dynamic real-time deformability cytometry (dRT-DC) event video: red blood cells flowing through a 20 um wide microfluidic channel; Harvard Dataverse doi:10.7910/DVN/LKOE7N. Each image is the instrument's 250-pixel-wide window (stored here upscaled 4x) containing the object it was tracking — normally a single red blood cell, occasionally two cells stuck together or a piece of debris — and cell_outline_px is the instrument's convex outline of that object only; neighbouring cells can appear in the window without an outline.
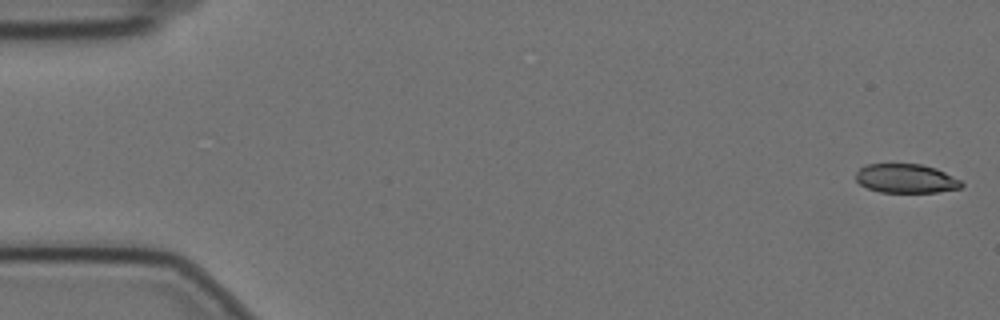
{"species": "Egyptian fruit bat (a non-hibernating species)", "species_latin": "Rousettus aegyptiacus", "temperature_condition": "cold", "stored_images_in_passage": 58, "camera_frame_rate_fps": 3000, "um_per_image_px": 0.085, "animal": {"sex": "female"}, "frame": {"image": 1, "passage_image": 2, "time_ms": 0.333, "image_size_px": [1000, 320], "cell_outline_px": [[964, 184], [960, 188], [936, 192], [880, 192], [868, 188], [860, 184], [856, 180], [856, 172], [860, 168], [868, 164], [920, 164], [936, 168], [960, 180]], "centroid_in_image_um": [77.0, 15.17], "position_along_channel_um": 8.0, "area_um2": 17.74}}
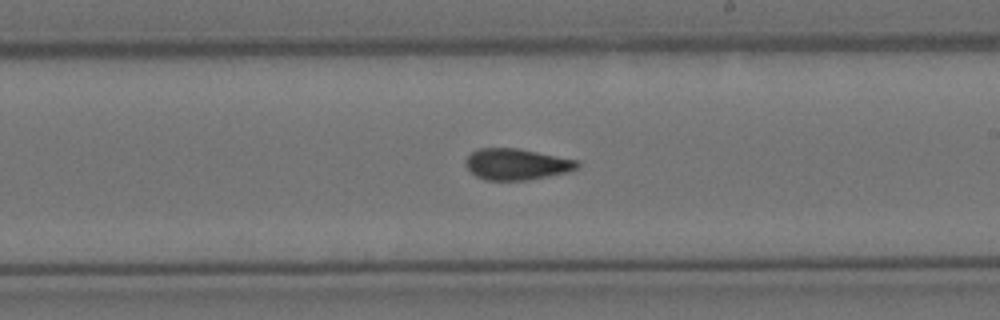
{"frame": {"image": 2, "passage_image": 34, "time_ms": 11.0, "image_size_px": [1000, 320], "cell_outline_px": [[580, 164], [576, 168], [564, 172], [528, 180], [484, 180], [476, 176], [464, 164], [464, 160], [472, 152], [480, 148], [516, 148], [580, 160]], "centroid_in_image_um": [43.88, 13.95], "position_along_channel_um": 245.1, "area_um2": 20.17}}
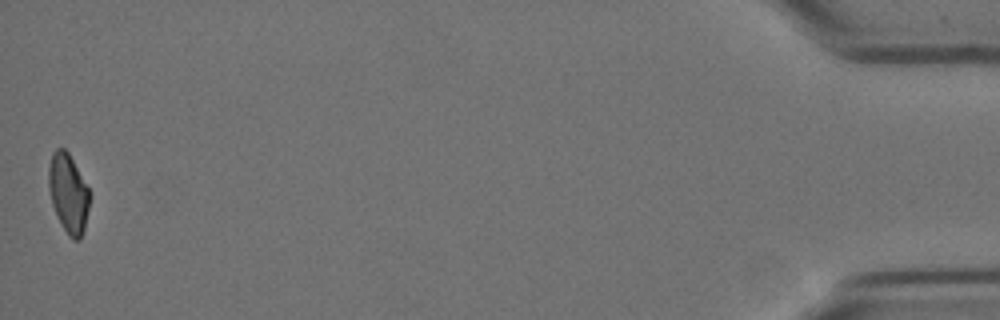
{"frame": {"image": 3, "passage_image": 58, "time_ms": 19.0, "image_size_px": [1000, 320], "cell_outline_px": [[88, 208], [84, 232], [80, 240], [72, 240], [68, 236], [52, 204], [48, 188], [48, 168], [52, 152], [56, 148], [64, 148], [68, 152], [88, 188]], "centroid_in_image_um": [5.78, 16.43], "position_along_channel_um": 429.4, "area_um2": 18.61}, "authors_computed_cell_mechanics": {"area_um2": 20.0855, "velocity_mm_per_s": 3.497, "shape_relaxation_time_tau1_ms": null, "shape_relaxation_time_tau2_ms": 3.122, "deformation_change_tau1": null, "deformation_change_tau2": 0.0827}}